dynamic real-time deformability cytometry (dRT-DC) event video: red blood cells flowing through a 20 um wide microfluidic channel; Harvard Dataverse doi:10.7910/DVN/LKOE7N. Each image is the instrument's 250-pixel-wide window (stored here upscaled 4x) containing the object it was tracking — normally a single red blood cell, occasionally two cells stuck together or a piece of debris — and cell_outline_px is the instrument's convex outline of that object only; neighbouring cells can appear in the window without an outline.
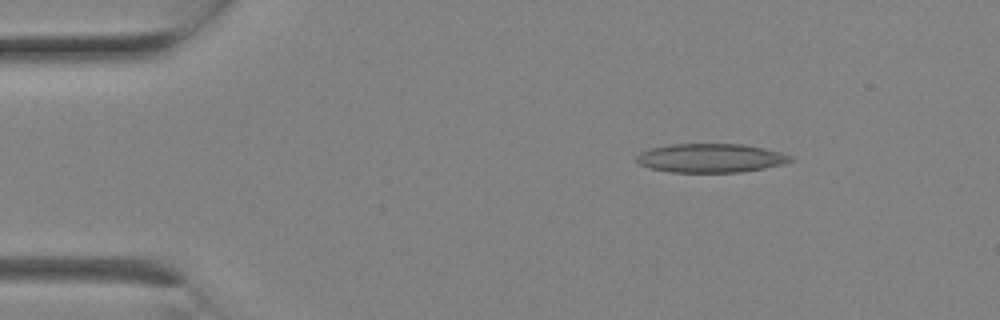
{"species": "Egyptian fruit bat (a non-hibernating species)", "species_latin": "Rousettus aegyptiacus", "temperature_condition": "room temperature", "stored_images_in_passage": 2, "camera_frame_rate_fps": 3000, "um_per_image_px": 0.085, "animal": {"sex": "female"}, "frame": {"image": 1, "passage_image": 1, "time_ms": 0.0, "image_size_px": [1000, 320], "cell_outline_px": [[796, 160], [784, 164], [764, 168], [740, 172], [672, 172], [648, 168], [640, 164], [636, 160], [636, 156], [640, 152], [652, 148], [668, 144], [744, 144], [764, 148], [780, 152], [792, 156]], "centroid_in_image_um": [60.43, 13.43], "position_along_channel_um": 24.6, "area_um2": 26.01}}